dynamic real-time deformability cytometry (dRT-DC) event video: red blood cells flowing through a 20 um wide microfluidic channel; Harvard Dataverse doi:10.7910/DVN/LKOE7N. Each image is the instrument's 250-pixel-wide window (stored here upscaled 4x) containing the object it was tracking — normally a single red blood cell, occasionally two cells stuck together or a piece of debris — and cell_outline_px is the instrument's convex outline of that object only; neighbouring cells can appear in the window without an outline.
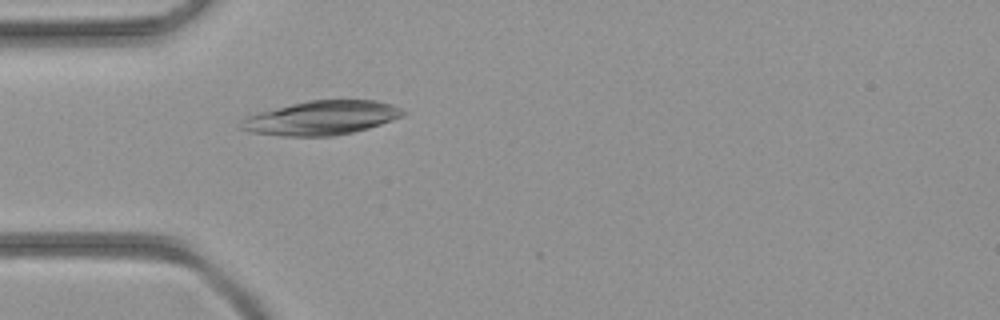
{"species": "common noctule bat (a hibernating species)", "species_latin": "Nyctalus noctula", "temperature_condition": "room temperature", "stored_images_in_passage": 32, "camera_frame_rate_fps": 3000, "um_per_image_px": 0.085, "animal": {"sex": "female", "body_mass_g": 21.9}, "frame": {"image": 1, "passage_image": 2, "time_ms": 0.333, "image_size_px": [1000, 320], "cell_outline_px": [[408, 112], [404, 116], [368, 128], [352, 132], [332, 136], [280, 136], [252, 132], [240, 128], [244, 120], [248, 116], [260, 112], [308, 100], [376, 100], [392, 104]], "centroid_in_image_um": [27.39, 10.02], "position_along_channel_um": 57.6, "area_um2": 31.85}}
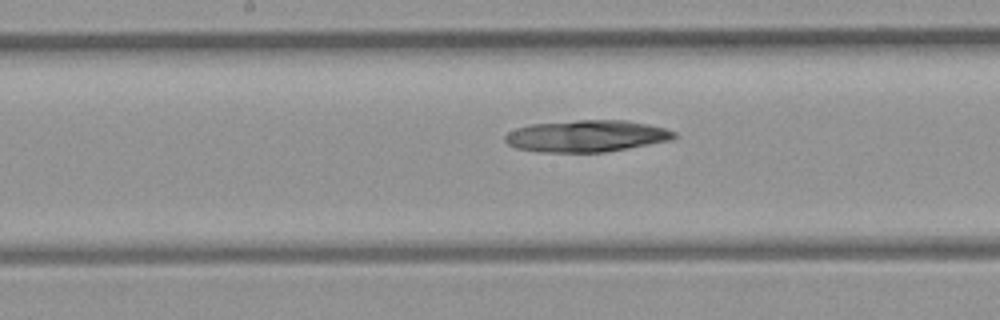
{"frame": {"image": 2, "passage_image": 11, "time_ms": 3.333, "image_size_px": [1000, 320], "cell_outline_px": [[676, 136], [672, 140], [628, 148], [604, 152], [536, 152], [516, 148], [508, 144], [504, 140], [504, 136], [508, 132], [516, 128], [532, 124], [576, 120], [628, 120], [664, 128], [676, 132]], "centroid_in_image_um": [49.83, 11.56], "position_along_channel_um": 198.4, "area_um2": 31.33}}
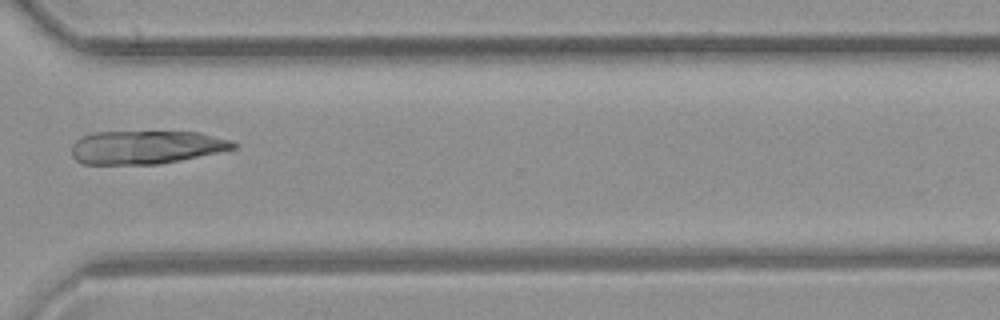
{"frame": {"image": 3, "passage_image": 21, "time_ms": 6.667, "image_size_px": [1000, 320], "cell_outline_px": [[236, 148], [180, 160], [160, 164], [84, 164], [76, 160], [72, 156], [72, 144], [76, 140], [92, 132], [200, 132], [232, 140], [236, 144]], "centroid_in_image_um": [12.4, 12.51], "position_along_channel_um": 358.2, "area_um2": 31.33}}